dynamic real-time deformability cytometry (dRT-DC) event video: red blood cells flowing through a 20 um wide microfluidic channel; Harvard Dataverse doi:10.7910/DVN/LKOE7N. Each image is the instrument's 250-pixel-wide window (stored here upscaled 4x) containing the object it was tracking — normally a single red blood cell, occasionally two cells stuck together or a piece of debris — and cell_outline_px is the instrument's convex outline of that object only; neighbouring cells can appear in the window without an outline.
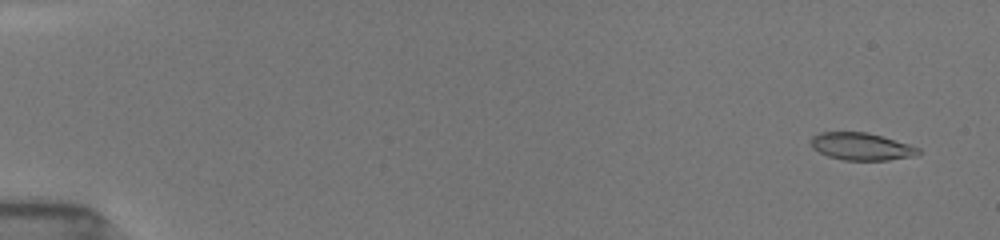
{"species": "common noctule bat (a hibernating species)", "species_latin": "Nyctalus noctula", "temperature_condition": "room temperature", "stored_images_in_passage": 53, "camera_frame_rate_fps": 3000, "um_per_image_px": 0.085, "animal": {"sex": "female", "body_mass_g": 19.5, "forearm_length_mm": 54.1}, "frame": {"image": 1, "passage_image": 3, "time_ms": 0.667, "image_size_px": [1000, 240], "cell_outline_px": [[920, 152], [912, 156], [888, 160], [844, 160], [828, 156], [812, 148], [812, 136], [820, 132], [868, 132], [908, 144], [920, 148]], "centroid_in_image_um": [73.2, 12.45], "position_along_channel_um": 11.8, "area_um2": 16.94}}
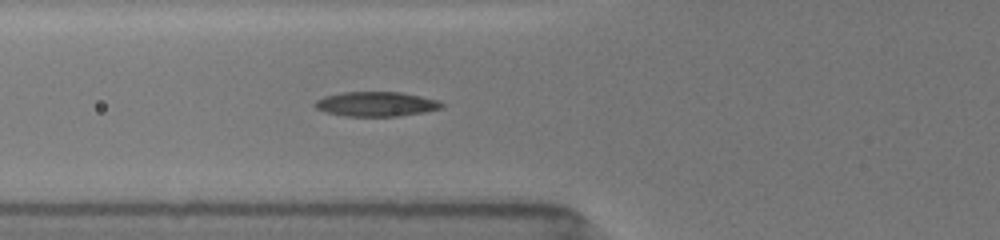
{"frame": {"image": 2, "passage_image": 21, "time_ms": 6.667, "image_size_px": [1000, 240], "cell_outline_px": [[444, 108], [424, 112], [400, 116], [344, 116], [328, 112], [316, 108], [312, 104], [316, 100], [324, 96], [340, 92], [400, 92], [440, 100], [444, 104]], "centroid_in_image_um": [32.0, 8.84], "position_along_channel_um": 93.8, "area_um2": 18.32}}
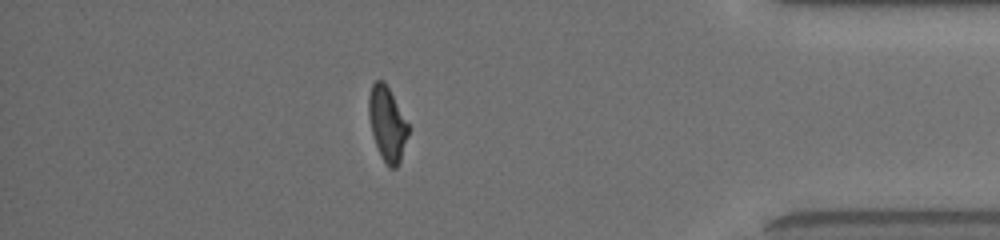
{"frame": {"image": 3, "passage_image": 47, "time_ms": 15.333, "image_size_px": [1000, 240], "cell_outline_px": [[408, 136], [400, 160], [396, 168], [388, 168], [380, 156], [372, 132], [368, 116], [368, 96], [372, 84], [376, 80], [384, 80], [408, 124]], "centroid_in_image_um": [32.89, 10.53], "position_along_channel_um": 402.3, "area_um2": 16.99}, "authors_computed_cell_mechanics": {"area_um2": 17.6868, "velocity_mm_per_s": 3.9183, "shape_relaxation_time_tau1_ms": 5.3656, "shape_relaxation_time_tau2_ms": 3.4938, "deformation_change_tau1": 0.1942, "deformation_change_tau2": 0.1111}}